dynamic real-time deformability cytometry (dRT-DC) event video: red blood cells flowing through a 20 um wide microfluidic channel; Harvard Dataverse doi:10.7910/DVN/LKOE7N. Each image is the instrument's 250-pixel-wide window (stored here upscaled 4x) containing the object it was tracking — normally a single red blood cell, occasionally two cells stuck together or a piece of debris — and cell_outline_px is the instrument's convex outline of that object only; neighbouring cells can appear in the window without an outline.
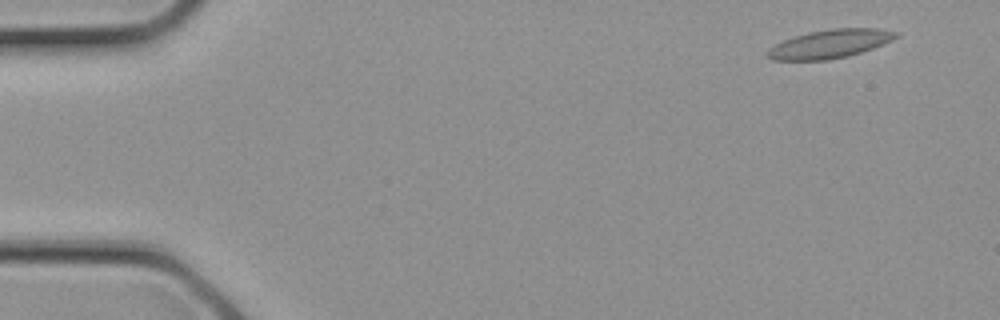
{"species": "common noctule bat (a hibernating species)", "species_latin": "Nyctalus noctula", "temperature_condition": "cold", "stored_images_in_passage": 9, "camera_frame_rate_fps": 3000, "um_per_image_px": 0.085, "animal": {"sex": "female", "body_mass_g": 21.9}, "frame": {"image": 1, "passage_image": 2, "time_ms": 0.333, "image_size_px": [1000, 320], "cell_outline_px": [[900, 36], [892, 40], [872, 48], [848, 56], [828, 60], [772, 60], [764, 56], [764, 52], [768, 48], [784, 40], [808, 32], [832, 28], [876, 28], [900, 32]], "centroid_in_image_um": [70.52, 3.73], "position_along_channel_um": 14.5, "area_um2": 21.5}}